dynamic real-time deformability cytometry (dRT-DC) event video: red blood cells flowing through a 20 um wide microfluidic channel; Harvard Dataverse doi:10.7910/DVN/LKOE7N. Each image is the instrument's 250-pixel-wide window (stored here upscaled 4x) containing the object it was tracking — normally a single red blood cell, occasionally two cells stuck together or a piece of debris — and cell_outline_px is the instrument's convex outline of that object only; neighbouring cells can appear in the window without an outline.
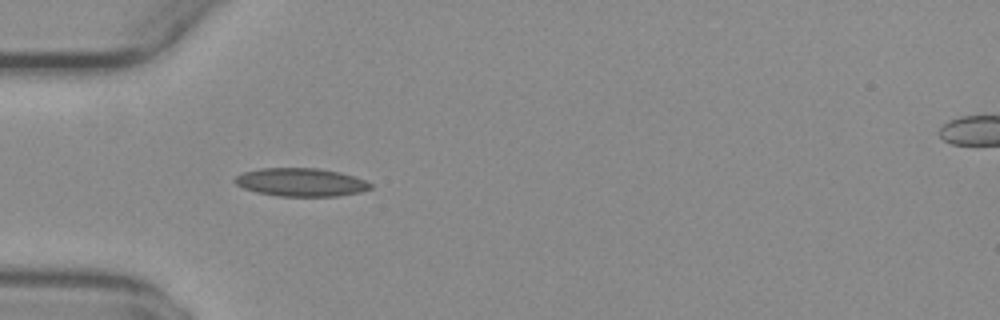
{"species": "common noctule bat (a hibernating species)", "species_latin": "Nyctalus noctula", "temperature_condition": "warm", "stored_images_in_passage": 5, "camera_frame_rate_fps": 3000, "um_per_image_px": 0.085, "animal": {"sex": "female", "body_mass_g": 29.2, "forearm_length_mm": 56.3}, "frame": {"image": 1, "passage_image": 1, "time_ms": 0.0, "image_size_px": [1000, 320], "cell_outline_px": [[372, 188], [360, 192], [336, 196], [276, 196], [256, 192], [244, 188], [236, 184], [232, 180], [236, 176], [244, 172], [260, 168], [316, 168], [340, 172], [364, 180], [372, 184]], "centroid_in_image_um": [25.55, 15.49], "position_along_channel_um": 59.4, "area_um2": 22.25}}
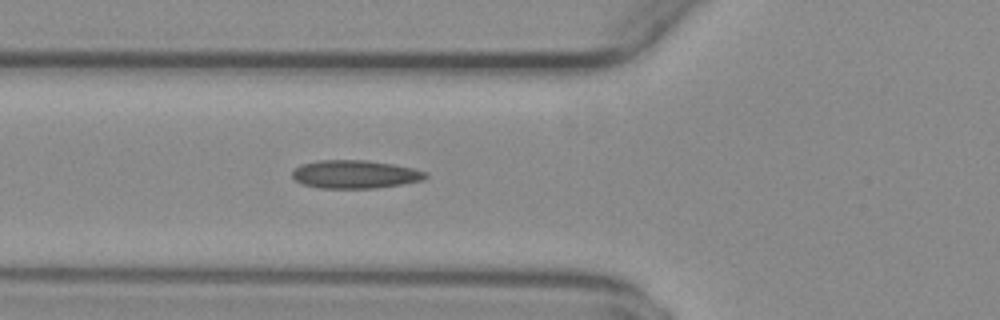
{"frame": {"image": 2, "passage_image": 4, "time_ms": 1.0, "image_size_px": [1000, 320], "cell_outline_px": [[428, 176], [424, 180], [376, 188], [320, 188], [300, 184], [292, 176], [292, 172], [296, 168], [304, 164], [320, 160], [368, 160], [392, 164], [412, 168], [428, 172]], "centroid_in_image_um": [30.19, 14.82], "position_along_channel_um": 95.6, "area_um2": 21.85}}